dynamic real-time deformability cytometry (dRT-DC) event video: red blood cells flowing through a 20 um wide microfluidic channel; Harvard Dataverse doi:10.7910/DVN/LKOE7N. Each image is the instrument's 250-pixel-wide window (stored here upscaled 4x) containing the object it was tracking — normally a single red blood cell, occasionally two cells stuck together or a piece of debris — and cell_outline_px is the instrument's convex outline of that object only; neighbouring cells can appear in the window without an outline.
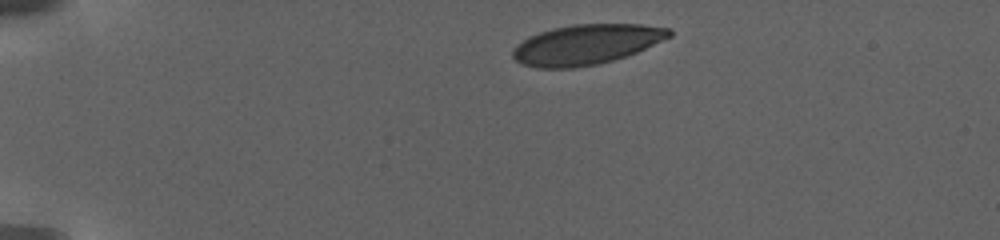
{"species": "human", "species_latin": "Homo sapiens", "temperature_condition": "warm", "stored_images_in_passage": 23, "camera_frame_rate_fps": 3000, "um_per_image_px": 0.085, "donor": {"sex": "female"}, "frame": {"image": 1, "passage_image": 1, "time_ms": 0.0, "image_size_px": [1000, 240], "cell_outline_px": [[672, 36], [636, 52], [600, 64], [572, 68], [536, 68], [520, 64], [512, 56], [512, 52], [516, 44], [528, 36], [552, 28], [572, 24], [640, 24], [672, 28]], "centroid_in_image_um": [49.81, 3.78], "position_along_channel_um": 35.2, "area_um2": 36.7}}
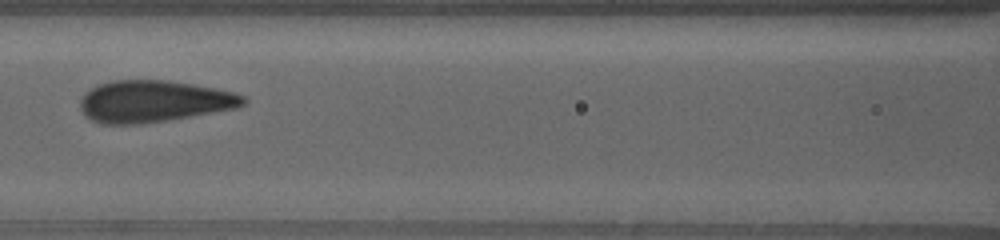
{"frame": {"image": 2, "passage_image": 16, "time_ms": 6.667, "image_size_px": [1000, 240], "cell_outline_px": [[248, 100], [244, 104], [236, 108], [168, 120], [136, 124], [100, 124], [84, 116], [80, 108], [80, 100], [88, 88], [96, 84], [112, 80], [168, 80], [216, 88], [232, 92], [244, 96]], "centroid_in_image_um": [13.02, 8.6], "position_along_channel_um": 153.6, "area_um2": 39.88}}
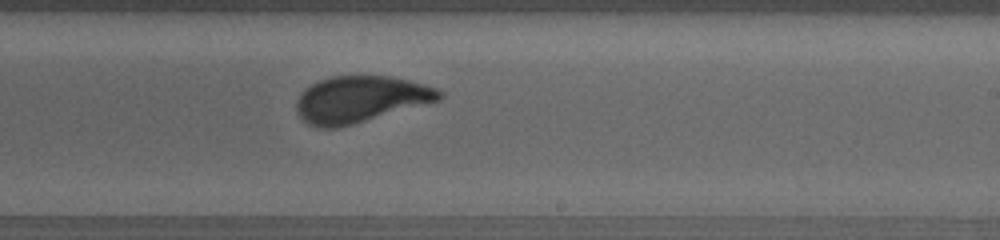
{"frame": {"image": 3, "passage_image": 21, "time_ms": 10.333, "image_size_px": [1000, 240], "cell_outline_px": [[444, 96], [440, 100], [352, 124], [336, 128], [316, 128], [300, 120], [296, 112], [296, 100], [304, 88], [320, 80], [332, 76], [388, 76], [408, 80], [424, 84], [436, 88], [444, 92]], "centroid_in_image_um": [30.59, 8.44], "position_along_channel_um": 258.4, "area_um2": 38.73}}